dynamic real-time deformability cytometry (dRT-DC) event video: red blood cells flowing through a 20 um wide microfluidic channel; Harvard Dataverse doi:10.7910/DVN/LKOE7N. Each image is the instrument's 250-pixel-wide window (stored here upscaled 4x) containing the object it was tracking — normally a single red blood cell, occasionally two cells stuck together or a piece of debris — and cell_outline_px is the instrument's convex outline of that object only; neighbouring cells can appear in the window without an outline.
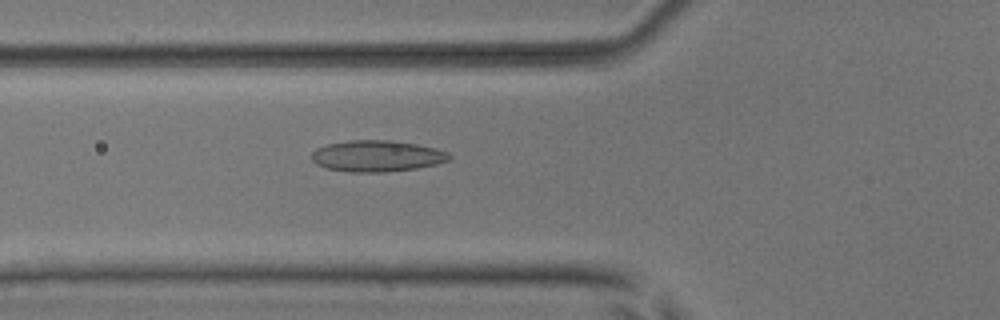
{"species": "common noctule bat (a hibernating species)", "species_latin": "Nyctalus noctula", "temperature_condition": "room temperature", "stored_images_in_passage": 52, "camera_frame_rate_fps": 3000, "um_per_image_px": 0.085, "animal": {"sex": "male", "body_mass_g": 17.9, "forearm_length_mm": 54.2}, "frame": {"image": 1, "passage_image": 19, "time_ms": 6.0, "image_size_px": [1000, 320], "cell_outline_px": [[452, 156], [448, 160], [436, 164], [416, 168], [384, 172], [348, 172], [324, 168], [316, 164], [312, 160], [312, 152], [316, 148], [328, 144], [348, 140], [392, 140], [416, 144], [436, 148], [448, 152]], "centroid_in_image_um": [32.02, 13.26], "position_along_channel_um": 93.8, "area_um2": 25.2}}
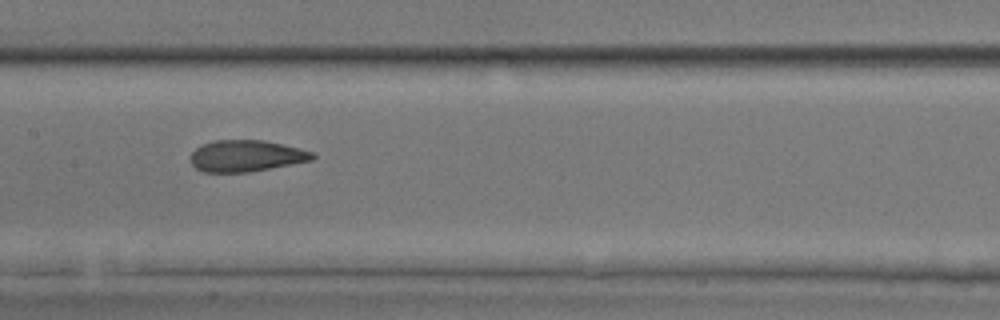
{"frame": {"image": 2, "passage_image": 26, "time_ms": 8.333, "image_size_px": [1000, 320], "cell_outline_px": [[316, 156], [312, 160], [292, 164], [248, 172], [204, 172], [196, 168], [192, 164], [192, 152], [200, 144], [212, 140], [264, 140], [300, 148], [312, 152]], "centroid_in_image_um": [20.92, 13.24], "position_along_channel_um": 186.5, "area_um2": 22.31}}
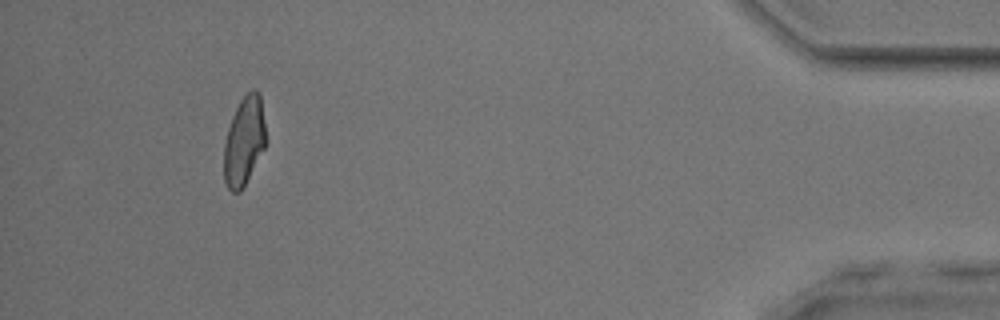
{"frame": {"image": 3, "passage_image": 48, "time_ms": 15.667, "image_size_px": [1000, 320], "cell_outline_px": [[264, 148], [244, 188], [240, 192], [232, 192], [228, 188], [224, 180], [224, 144], [228, 128], [232, 116], [240, 100], [252, 88], [256, 88], [260, 92], [264, 124]], "centroid_in_image_um": [20.73, 12.0], "position_along_channel_um": 414.5, "area_um2": 21.56}, "authors_computed_cell_mechanics": {"area_um2": 22.8888, "velocity_mm_per_s": 3.965, "shape_relaxation_time_tau1_ms": null, "shape_relaxation_time_tau2_ms": 1.3705, "deformation_change_tau1": null, "deformation_change_tau2": 0.0927}}